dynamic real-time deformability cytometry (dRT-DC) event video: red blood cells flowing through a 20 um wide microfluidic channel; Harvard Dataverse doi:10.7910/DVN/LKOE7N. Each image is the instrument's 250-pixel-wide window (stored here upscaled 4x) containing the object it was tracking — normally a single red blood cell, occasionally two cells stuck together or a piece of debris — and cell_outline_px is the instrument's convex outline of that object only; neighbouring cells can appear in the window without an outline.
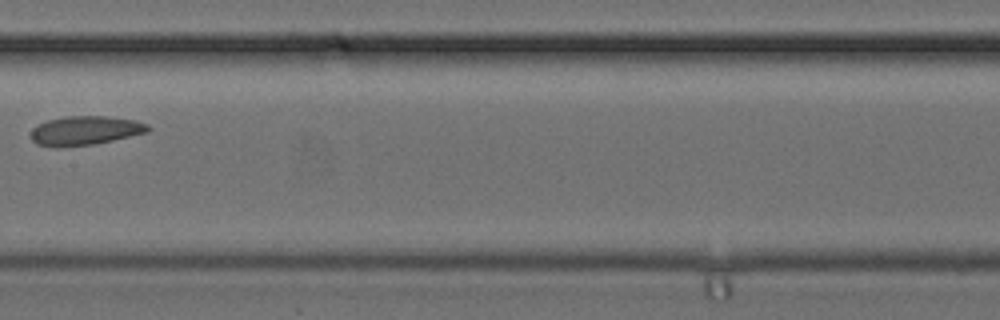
{"species": "common noctule bat (a hibernating species)", "species_latin": "Nyctalus noctula", "temperature_condition": "cold", "stored_images_in_passage": 5, "camera_frame_rate_fps": 3000, "um_per_image_px": 0.085, "animal": {"sex": "female", "body_mass_g": 24.6, "forearm_length_mm": 56.2}, "frame": {"image": 1, "passage_image": 5, "time_ms": 1.333, "image_size_px": [1000, 320], "cell_outline_px": [[152, 128], [148, 132], [96, 144], [56, 148], [52, 148], [36, 144], [32, 140], [32, 128], [36, 124], [48, 120], [64, 116], [108, 116], [136, 120], [148, 124]], "centroid_in_image_um": [7.23, 11.1], "position_along_channel_um": 200.2, "area_um2": 20.23}}